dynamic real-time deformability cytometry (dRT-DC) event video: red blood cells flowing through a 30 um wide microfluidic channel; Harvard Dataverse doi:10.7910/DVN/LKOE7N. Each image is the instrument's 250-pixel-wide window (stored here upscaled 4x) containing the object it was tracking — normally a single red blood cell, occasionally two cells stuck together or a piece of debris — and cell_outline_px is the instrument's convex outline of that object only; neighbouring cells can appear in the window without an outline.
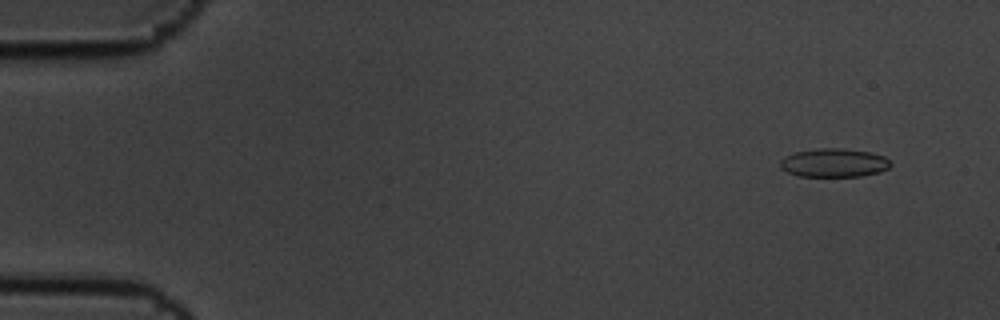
{"species": "common noctule bat (a hibernating species)", "species_latin": "Nyctalus noctula", "temperature_condition": "cold", "stored_images_in_passage": 5, "camera_frame_rate_fps": 3000, "um_per_image_px": 0.085, "animal": {"sex": "male", "body_mass_g": 19.5, "forearm_length_mm": 54.6}, "frame": {"image": 1, "passage_image": 1, "time_ms": 0.0, "image_size_px": [1000, 320], "cell_outline_px": [[892, 164], [888, 168], [880, 172], [860, 176], [796, 176], [780, 168], [780, 160], [784, 156], [796, 152], [820, 148], [844, 148], [872, 152], [884, 156]], "centroid_in_image_um": [70.88, 13.83], "position_along_channel_um": 14.1, "area_um2": 18.5}}
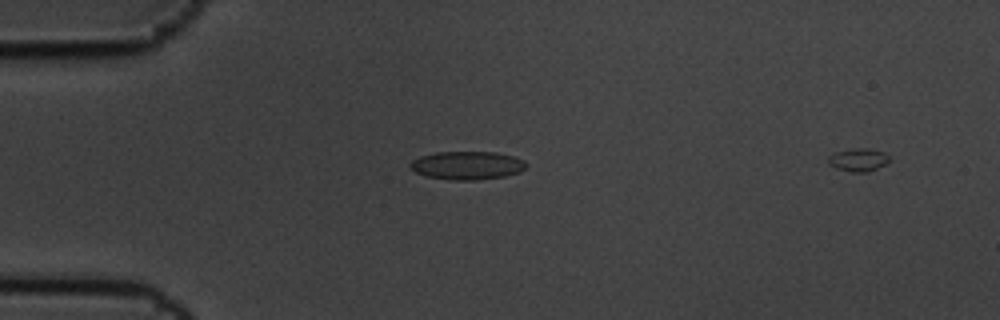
{"frame": {"image": 2, "passage_image": 4, "time_ms": 1.0, "image_size_px": [1000, 320], "cell_outline_px": [[528, 164], [520, 172], [504, 176], [476, 180], [452, 180], [424, 176], [416, 172], [408, 164], [412, 160], [420, 156], [436, 152], [496, 152], [516, 156], [524, 160]], "centroid_in_image_um": [39.72, 14.05], "position_along_channel_um": 45.3, "area_um2": 19.25}}